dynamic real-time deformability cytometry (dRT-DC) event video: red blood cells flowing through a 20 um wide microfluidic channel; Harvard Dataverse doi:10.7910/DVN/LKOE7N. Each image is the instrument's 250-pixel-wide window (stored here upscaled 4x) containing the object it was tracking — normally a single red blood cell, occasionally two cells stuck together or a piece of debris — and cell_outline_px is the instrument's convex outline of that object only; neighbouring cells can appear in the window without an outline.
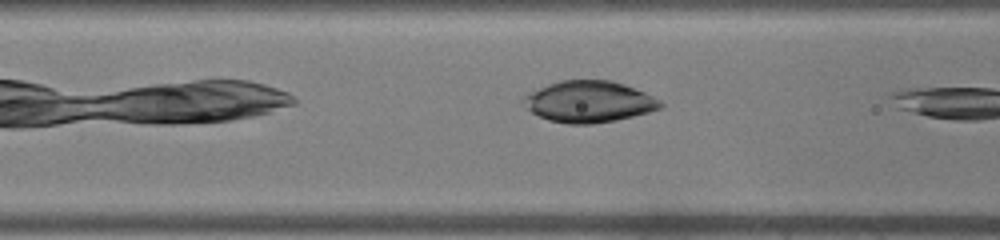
{"species": "common noctule bat (a hibernating species)", "species_latin": "Nyctalus noctula", "temperature_condition": "warm", "stored_images_in_passage": 5, "camera_frame_rate_fps": 3000, "um_per_image_px": 0.085, "animal": {"sex": "male", "body_mass_g": 19.0, "forearm_length_mm": 50.8}, "frame": {"image": 1, "passage_image": 4, "time_ms": 1.0, "image_size_px": [1000, 240], "cell_outline_px": [[664, 104], [660, 108], [648, 112], [616, 120], [592, 124], [568, 124], [548, 120], [532, 112], [520, 100], [528, 92], [548, 84], [560, 80], [612, 80], [624, 84], [644, 92], [660, 100]], "centroid_in_image_um": [50.04, 8.64], "position_along_channel_um": 116.6, "area_um2": 33.0}}